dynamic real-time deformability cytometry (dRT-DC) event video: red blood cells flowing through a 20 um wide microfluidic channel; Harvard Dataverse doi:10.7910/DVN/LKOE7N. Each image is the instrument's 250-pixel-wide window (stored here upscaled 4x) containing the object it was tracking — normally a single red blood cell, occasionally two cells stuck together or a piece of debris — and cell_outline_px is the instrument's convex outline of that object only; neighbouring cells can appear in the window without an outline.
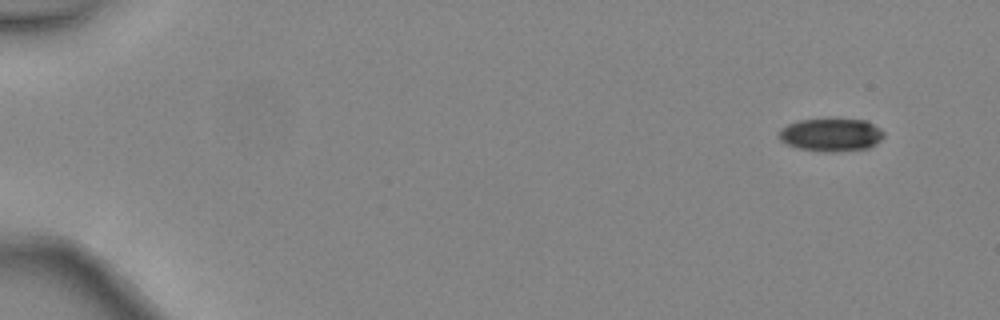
{"species": "common noctule bat (a hibernating species)", "species_latin": "Nyctalus noctula", "temperature_condition": "warm", "stored_images_in_passage": 45, "camera_frame_rate_fps": 3000, "um_per_image_px": 0.085, "animal": {"sex": "female", "body_mass_g": 24.6, "forearm_length_mm": 56.2}, "frame": {"image": 1, "passage_image": 1, "time_ms": 0.0, "image_size_px": [1000, 320], "cell_outline_px": [[884, 136], [876, 144], [868, 148], [836, 152], [824, 152], [796, 148], [780, 140], [776, 136], [780, 128], [788, 124], [800, 120], [868, 120], [880, 128], [884, 132]], "centroid_in_image_um": [70.63, 11.48], "position_along_channel_um": 14.4, "area_um2": 20.23}}
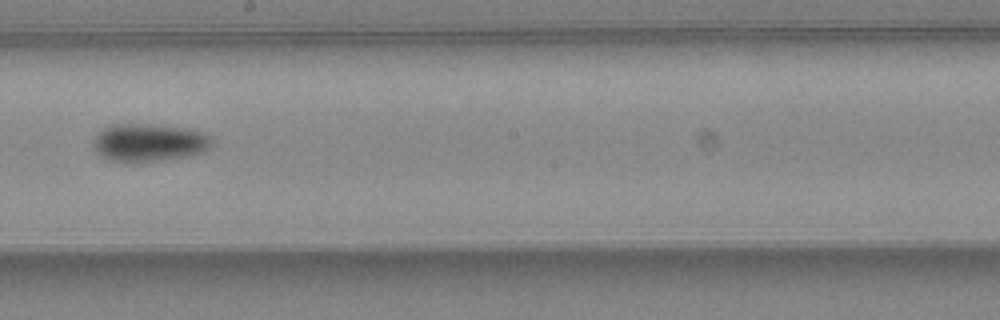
{"frame": {"image": 2, "passage_image": 26, "time_ms": 8.333, "image_size_px": [1000, 320], "cell_outline_px": [[212, 144], [204, 152], [188, 156], [160, 160], [112, 160], [100, 156], [92, 148], [92, 144], [100, 128], [112, 124], [148, 124], [188, 128], [212, 136]], "centroid_in_image_um": [12.65, 12.09], "position_along_channel_um": 235.5, "area_um2": 25.95}}
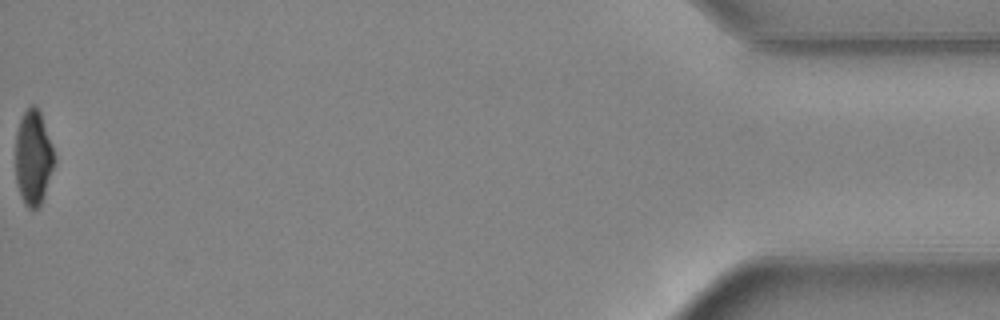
{"frame": {"image": 3, "passage_image": 45, "time_ms": 14.667, "image_size_px": [1000, 320], "cell_outline_px": [[56, 160], [40, 204], [36, 208], [28, 208], [24, 204], [16, 184], [16, 132], [20, 120], [24, 112], [32, 104], [36, 104], [40, 112], [52, 144], [56, 156]], "centroid_in_image_um": [2.83, 13.37], "position_along_channel_um": 432.4, "area_um2": 21.39}, "authors_computed_cell_mechanics": {"area_um2": 23.6402, "velocity_mm_per_s": 4.5152, "shape_relaxation_time_tau1_ms": 5.8558, "shape_relaxation_time_tau2_ms": null, "deformation_change_tau1": 0.1893, "deformation_change_tau2": null}}